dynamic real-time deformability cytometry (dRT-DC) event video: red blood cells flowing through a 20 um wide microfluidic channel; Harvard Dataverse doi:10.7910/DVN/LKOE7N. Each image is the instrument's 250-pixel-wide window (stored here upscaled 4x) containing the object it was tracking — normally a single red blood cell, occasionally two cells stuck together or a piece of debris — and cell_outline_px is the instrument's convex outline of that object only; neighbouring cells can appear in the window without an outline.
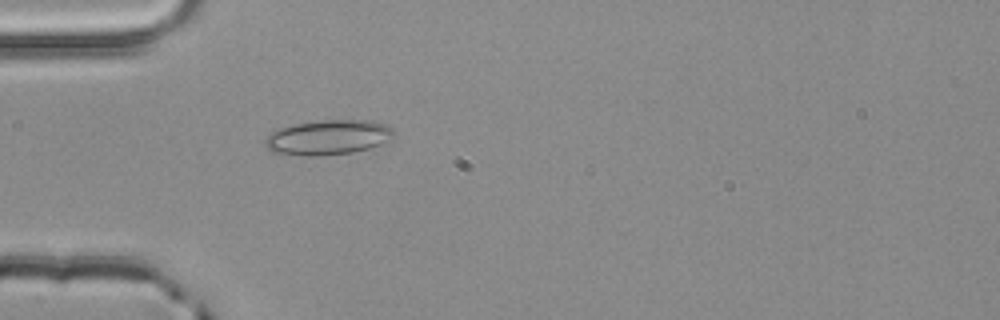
{"species": "common noctule bat (a hibernating species)", "species_latin": "Nyctalus noctula", "temperature_condition": "room temperature", "stored_images_in_passage": 4, "camera_frame_rate_fps": 3000, "um_per_image_px": 0.085, "animal": {"sex": "male", "body_mass_g": 20.4}, "frame": {"image": 1, "passage_image": 4, "time_ms": 1.0, "image_size_px": [1000, 320], "cell_outline_px": [[396, 132], [392, 136], [380, 144], [368, 148], [352, 152], [316, 156], [304, 156], [272, 152], [264, 144], [264, 140], [272, 132], [280, 128], [292, 124], [324, 120], [372, 120], [388, 124]], "centroid_in_image_um": [27.89, 11.66], "position_along_channel_um": 57.1, "area_um2": 26.13}}